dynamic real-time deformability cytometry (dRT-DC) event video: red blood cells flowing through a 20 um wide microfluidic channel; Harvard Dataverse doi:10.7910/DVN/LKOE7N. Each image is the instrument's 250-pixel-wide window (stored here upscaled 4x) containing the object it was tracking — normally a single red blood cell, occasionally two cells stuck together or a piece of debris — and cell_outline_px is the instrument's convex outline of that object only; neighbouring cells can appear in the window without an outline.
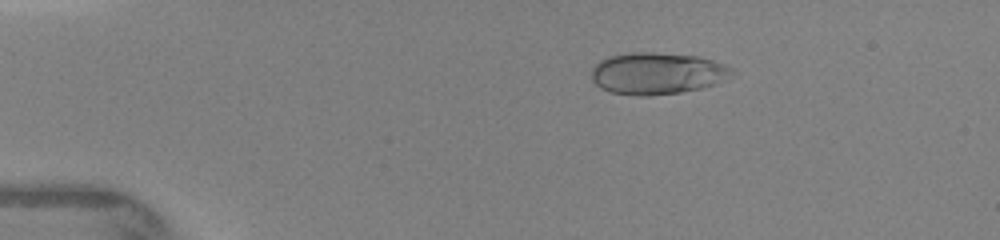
{"species": "human", "species_latin": "Homo sapiens", "temperature_condition": "warm", "stored_images_in_passage": 36, "camera_frame_rate_fps": 3000, "um_per_image_px": 0.085, "donor": {"sex": "female"}, "frame": {"image": 1, "passage_image": 1, "time_ms": 0.0, "image_size_px": [1000, 240], "cell_outline_px": [[736, 72], [712, 84], [700, 88], [680, 92], [648, 96], [636, 96], [608, 92], [600, 88], [592, 80], [592, 68], [600, 60], [608, 56], [628, 52], [652, 52], [696, 56], [712, 60], [724, 64], [732, 68]], "centroid_in_image_um": [55.8, 6.23], "position_along_channel_um": 29.2, "area_um2": 34.16}}
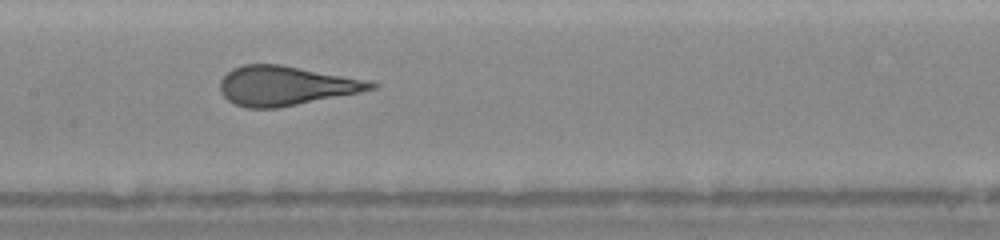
{"frame": {"image": 2, "passage_image": 17, "time_ms": 5.0, "image_size_px": [1000, 240], "cell_outline_px": [[380, 84], [376, 88], [360, 92], [280, 108], [248, 108], [236, 104], [228, 100], [220, 92], [220, 80], [232, 68], [244, 64], [280, 64], [372, 80]], "centroid_in_image_um": [24.33, 7.28], "position_along_channel_um": 183.1, "area_um2": 34.91}}
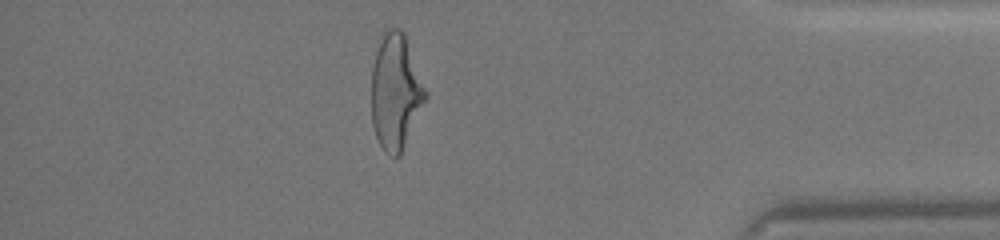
{"frame": {"image": 3, "passage_image": 32, "time_ms": 10.667, "image_size_px": [1000, 240], "cell_outline_px": [[428, 96], [400, 156], [392, 156], [384, 152], [376, 136], [372, 124], [372, 64], [380, 36], [384, 28], [400, 28], [404, 32], [428, 92]], "centroid_in_image_um": [33.63, 7.76], "position_along_channel_um": 401.6, "area_um2": 36.82}}